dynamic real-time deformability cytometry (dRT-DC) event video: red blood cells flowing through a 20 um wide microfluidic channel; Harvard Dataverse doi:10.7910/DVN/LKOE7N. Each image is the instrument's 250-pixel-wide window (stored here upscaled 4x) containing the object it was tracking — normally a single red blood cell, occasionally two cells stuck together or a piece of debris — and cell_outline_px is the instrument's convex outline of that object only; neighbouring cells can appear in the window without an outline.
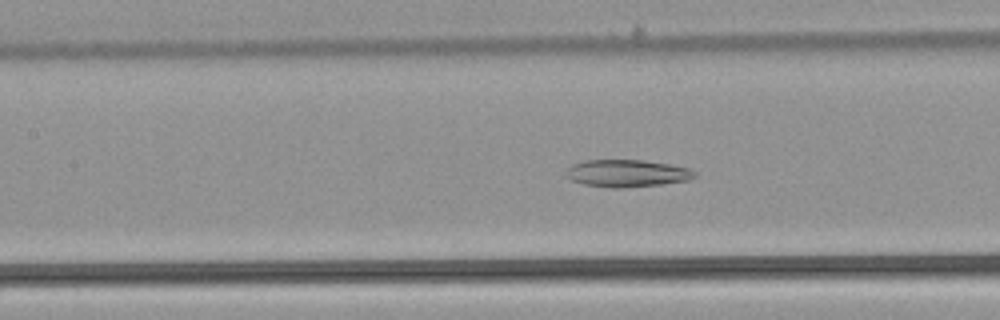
{"species": "common noctule bat (a hibernating species)", "species_latin": "Nyctalus noctula", "temperature_condition": "warm", "stored_images_in_passage": 54, "camera_frame_rate_fps": 3000, "um_per_image_px": 0.085, "animal": {"sex": "male", "body_mass_g": 21.5, "forearm_length_mm": 52.0}, "frame": {"image": 1, "passage_image": 24, "time_ms": 7.667, "image_size_px": [1000, 320], "cell_outline_px": [[696, 176], [688, 180], [660, 184], [620, 188], [616, 188], [584, 184], [572, 180], [564, 172], [572, 164], [584, 160], [640, 160], [668, 164], [688, 168], [696, 172]], "centroid_in_image_um": [53.27, 14.72], "position_along_channel_um": 154.1, "area_um2": 20.17}}
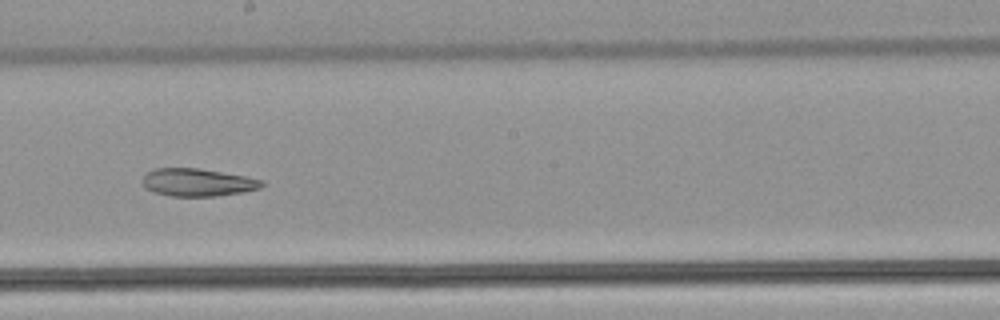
{"frame": {"image": 2, "passage_image": 30, "time_ms": 9.667, "image_size_px": [1000, 320], "cell_outline_px": [[264, 184], [260, 188], [244, 192], [216, 196], [172, 196], [152, 192], [144, 188], [140, 180], [148, 172], [156, 168], [196, 168], [244, 176], [264, 180]], "centroid_in_image_um": [16.76, 15.51], "position_along_channel_um": 231.4, "area_um2": 19.31}}
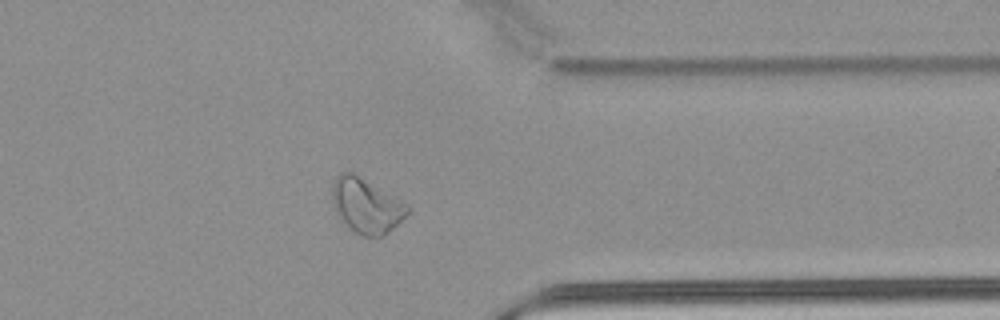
{"frame": {"image": 3, "passage_image": 42, "time_ms": 13.667, "image_size_px": [1000, 320], "cell_outline_px": [[408, 212], [384, 236], [360, 236], [352, 232], [336, 216], [332, 204], [332, 184], [336, 176], [340, 172], [352, 172], [408, 204]], "centroid_in_image_um": [31.06, 17.5], "position_along_channel_um": 380.3, "area_um2": 24.04}}